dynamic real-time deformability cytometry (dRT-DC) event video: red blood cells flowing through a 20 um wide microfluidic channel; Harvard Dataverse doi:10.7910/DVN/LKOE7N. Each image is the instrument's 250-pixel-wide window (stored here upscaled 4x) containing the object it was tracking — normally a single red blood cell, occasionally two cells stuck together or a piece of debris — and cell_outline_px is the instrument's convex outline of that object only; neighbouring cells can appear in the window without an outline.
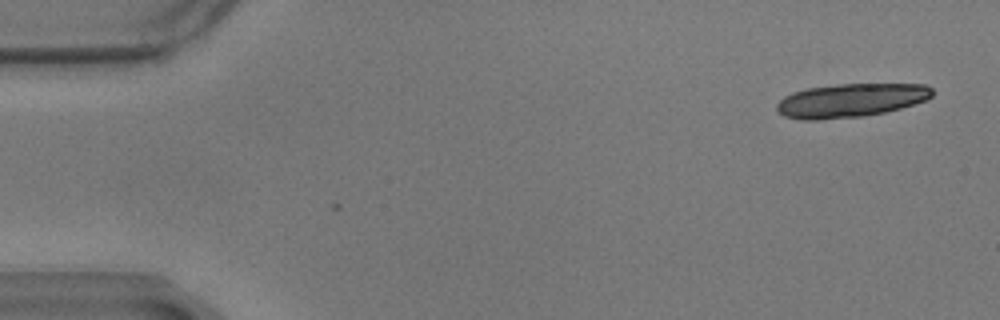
{"species": "common noctule bat (a hibernating species)", "species_latin": "Nyctalus noctula", "temperature_condition": "warm", "stored_images_in_passage": 3, "camera_frame_rate_fps": 3000, "um_per_image_px": 0.085, "animal": {"sex": "male", "body_mass_g": 17.9}, "frame": {"image": 1, "passage_image": 3, "time_ms": 0.667, "image_size_px": [1000, 320], "cell_outline_px": [[932, 96], [924, 100], [900, 108], [884, 112], [864, 116], [820, 120], [800, 120], [784, 116], [776, 108], [776, 104], [784, 96], [792, 92], [808, 88], [840, 84], [928, 84], [932, 88]], "centroid_in_image_um": [72.28, 8.53], "position_along_channel_um": 12.7, "area_um2": 30.46}}